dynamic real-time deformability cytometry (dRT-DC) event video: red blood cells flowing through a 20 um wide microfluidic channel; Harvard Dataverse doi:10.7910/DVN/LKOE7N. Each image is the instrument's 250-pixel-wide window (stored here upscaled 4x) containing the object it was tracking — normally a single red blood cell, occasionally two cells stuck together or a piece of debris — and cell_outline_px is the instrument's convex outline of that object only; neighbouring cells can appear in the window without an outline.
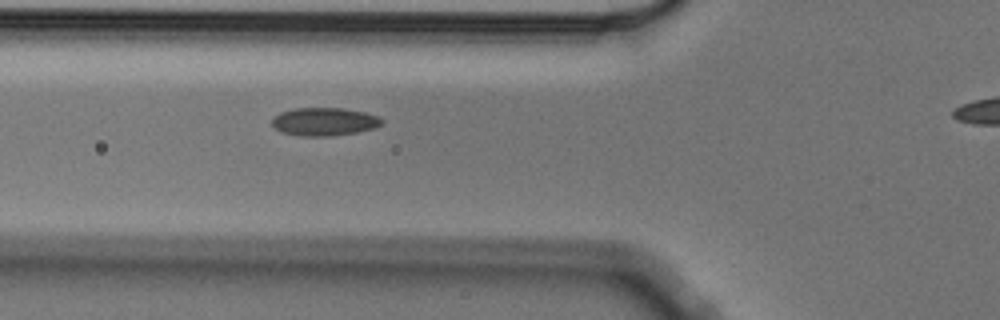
{"species": "Egyptian fruit bat (a non-hibernating species)", "species_latin": "Rousettus aegyptiacus", "temperature_condition": "cold", "stored_images_in_passage": 4, "segment_of_instrument_passage": [1, 2], "camera_frame_rate_fps": 3000, "um_per_image_px": 0.085, "animal": {"sex": "male"}, "frame": {"image": 1, "passage_image": 3, "time_ms": 0.667, "image_size_px": [1000, 320], "cell_outline_px": [[384, 120], [376, 128], [356, 132], [328, 136], [300, 136], [280, 132], [272, 124], [272, 116], [280, 112], [296, 108], [344, 108], [364, 112], [376, 116]], "centroid_in_image_um": [27.53, 10.34], "position_along_channel_um": 98.3, "area_um2": 17.98}}